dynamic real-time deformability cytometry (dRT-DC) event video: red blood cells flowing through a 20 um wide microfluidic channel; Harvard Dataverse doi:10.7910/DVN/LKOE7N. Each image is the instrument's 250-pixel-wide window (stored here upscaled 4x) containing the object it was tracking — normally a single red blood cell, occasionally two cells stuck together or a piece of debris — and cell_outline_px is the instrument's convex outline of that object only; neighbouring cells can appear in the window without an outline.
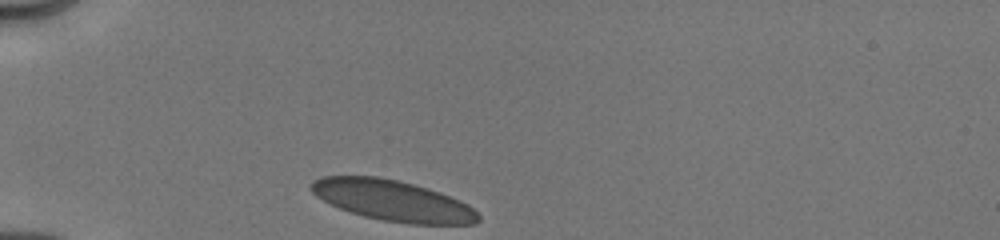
{"species": "human", "species_latin": "Homo sapiens", "temperature_condition": "cold", "stored_images_in_passage": 6, "camera_frame_rate_fps": 3000, "um_per_image_px": 0.085, "donor": {"sex": "male"}, "frame": {"image": 1, "passage_image": 1, "time_ms": 0.0, "image_size_px": [1000, 240], "cell_outline_px": [[480, 220], [476, 224], [408, 224], [384, 220], [364, 216], [340, 208], [316, 196], [308, 188], [308, 184], [312, 180], [320, 176], [380, 176], [400, 180], [428, 188], [440, 192], [460, 200], [468, 204], [480, 216]], "centroid_in_image_um": [33.37, 17.03], "position_along_channel_um": 51.6, "area_um2": 39.88}}
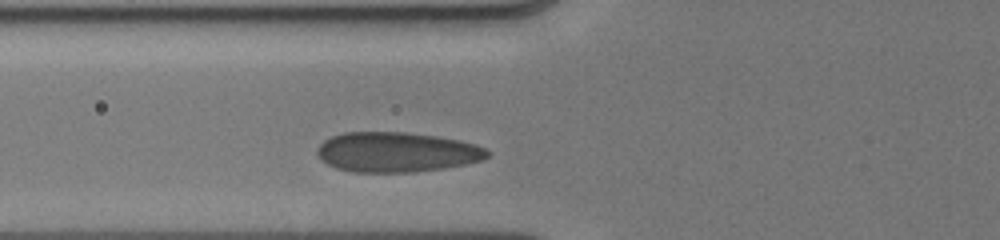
{"frame": {"image": 2, "passage_image": 6, "time_ms": 1.667, "image_size_px": [1000, 240], "cell_outline_px": [[492, 152], [484, 160], [444, 168], [412, 172], [352, 172], [336, 168], [320, 160], [316, 152], [316, 148], [324, 140], [332, 136], [344, 132], [404, 132], [436, 136], [460, 140], [476, 144]], "centroid_in_image_um": [33.71, 12.93], "position_along_channel_um": 92.1, "area_um2": 39.82}}